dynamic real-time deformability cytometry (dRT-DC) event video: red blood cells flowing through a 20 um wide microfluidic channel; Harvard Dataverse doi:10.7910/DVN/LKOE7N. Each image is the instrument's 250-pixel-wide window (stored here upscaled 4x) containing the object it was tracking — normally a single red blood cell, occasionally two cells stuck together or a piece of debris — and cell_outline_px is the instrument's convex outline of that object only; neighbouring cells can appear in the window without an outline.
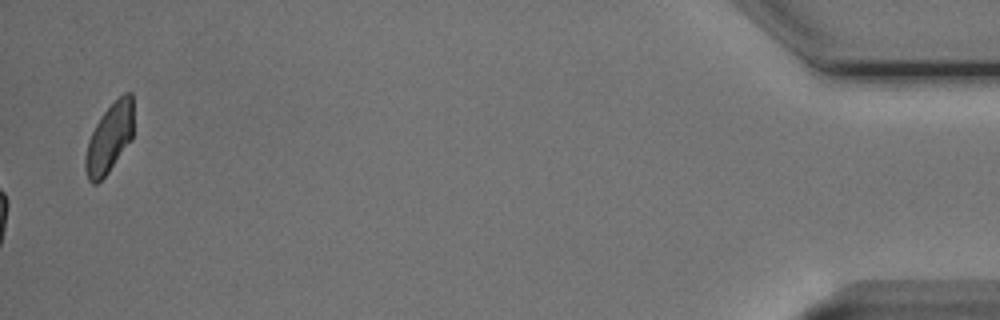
{"species": "Egyptian fruit bat (a non-hibernating species)", "species_latin": "Rousettus aegyptiacus", "temperature_condition": "cold", "stored_images_in_passage": 41, "camera_frame_rate_fps": 3000, "um_per_image_px": 0.085, "animal": {"sex": "male"}, "frame": {"image": 1, "passage_image": 41, "time_ms": 13.333, "image_size_px": [1000, 320], "cell_outline_px": [[132, 140], [108, 172], [96, 184], [92, 184], [88, 180], [84, 164], [84, 160], [88, 140], [96, 124], [104, 112], [124, 92], [132, 92]], "centroid_in_image_um": [9.29, 11.76], "position_along_channel_um": 425.9, "area_um2": 19.19}, "authors_computed_cell_mechanics": {"area_um2": 20.6346, "velocity_mm_per_s": 3.7811, "shape_relaxation_time_tau1_ms": 3.2879, "shape_relaxation_time_tau2_ms": 1.5256, "deformation_change_tau1": 0.1147, "deformation_change_tau2": 0.0734}}